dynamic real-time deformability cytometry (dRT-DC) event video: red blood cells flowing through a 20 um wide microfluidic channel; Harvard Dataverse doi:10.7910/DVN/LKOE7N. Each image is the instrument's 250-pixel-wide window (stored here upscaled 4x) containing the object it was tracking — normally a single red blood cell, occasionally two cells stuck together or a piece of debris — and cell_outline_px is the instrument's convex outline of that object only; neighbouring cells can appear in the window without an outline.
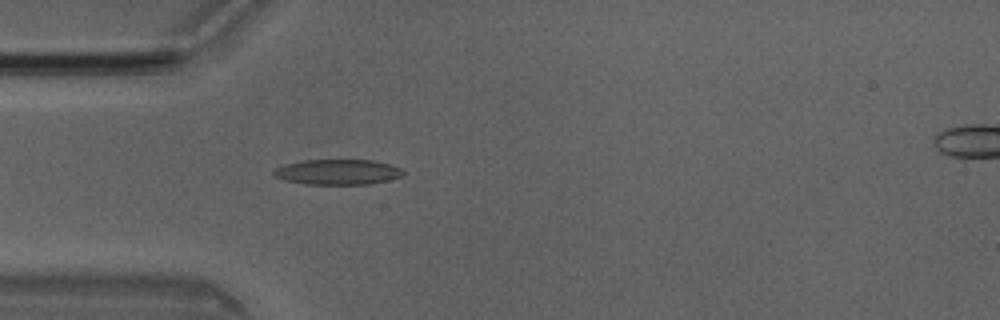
{"species": "Egyptian fruit bat (a non-hibernating species)", "species_latin": "Rousettus aegyptiacus", "temperature_condition": "room temperature", "stored_images_in_passage": 4, "camera_frame_rate_fps": 3000, "um_per_image_px": 0.085, "animal": {"sex": "male"}, "frame": {"image": 1, "passage_image": 4, "time_ms": 1.0, "image_size_px": [1000, 320], "cell_outline_px": [[404, 172], [400, 176], [388, 180], [372, 184], [304, 184], [284, 180], [272, 176], [272, 172], [276, 168], [284, 164], [304, 160], [372, 160], [392, 164], [400, 168]], "centroid_in_image_um": [28.67, 14.62], "position_along_channel_um": 56.3, "area_um2": 19.19}}